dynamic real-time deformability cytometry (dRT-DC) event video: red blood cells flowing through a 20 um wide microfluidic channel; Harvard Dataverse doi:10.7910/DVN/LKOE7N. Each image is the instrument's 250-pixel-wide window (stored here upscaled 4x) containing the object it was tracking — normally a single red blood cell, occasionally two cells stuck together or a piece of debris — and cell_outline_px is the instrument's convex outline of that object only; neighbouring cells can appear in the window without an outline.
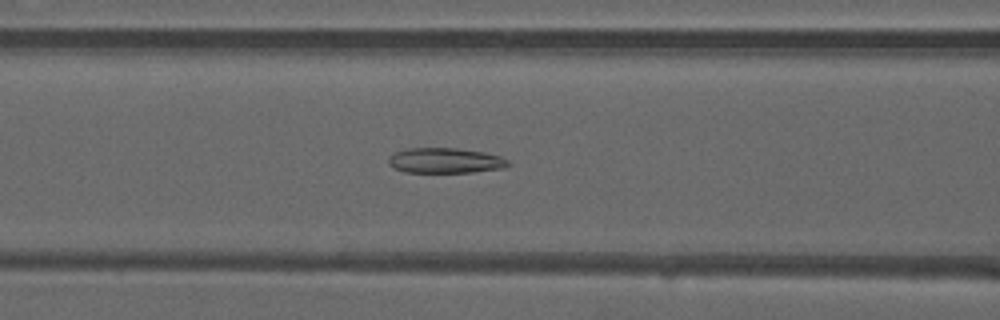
{"species": "common noctule bat (a hibernating species)", "species_latin": "Nyctalus noctula", "temperature_condition": "warm", "stored_images_in_passage": 50, "camera_frame_rate_fps": 3000, "um_per_image_px": 0.085, "animal": {"sex": "male", "forearm_length_mm": 52.5}, "frame": {"image": 1, "passage_image": 21, "time_ms": 6.667, "image_size_px": [1000, 320], "cell_outline_px": [[512, 164], [504, 168], [472, 172], [404, 172], [388, 164], [388, 156], [396, 152], [408, 148], [456, 148], [484, 152], [500, 156], [508, 160]], "centroid_in_image_um": [37.86, 13.64], "position_along_channel_um": 128.7, "area_um2": 17.63}}
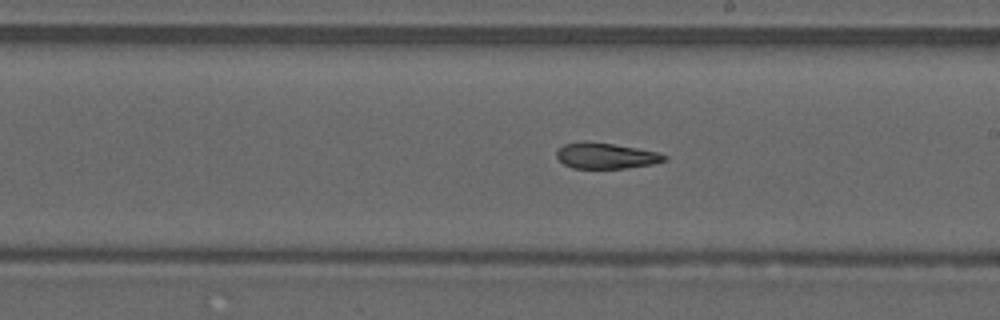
{"frame": {"image": 2, "passage_image": 29, "time_ms": 9.333, "image_size_px": [1000, 320], "cell_outline_px": [[668, 160], [652, 164], [628, 168], [572, 168], [564, 164], [556, 156], [556, 152], [564, 144], [584, 140], [588, 140], [636, 148], [656, 152], [668, 156]], "centroid_in_image_um": [51.49, 13.23], "position_along_channel_um": 237.5, "area_um2": 16.24}}
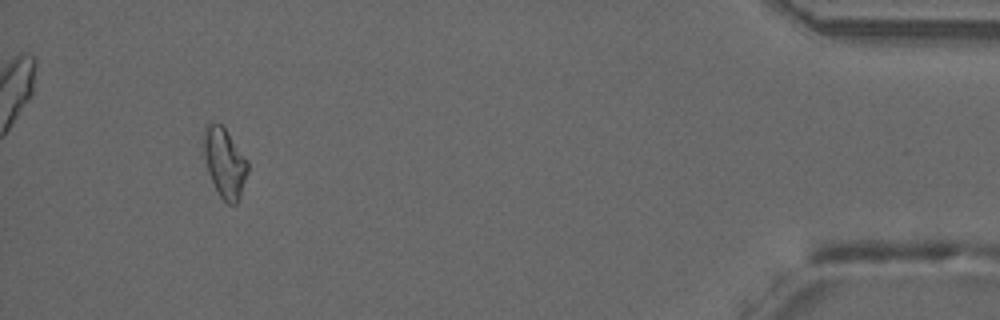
{"frame": {"image": 3, "passage_image": 47, "time_ms": 15.333, "image_size_px": [1000, 320], "cell_outline_px": [[248, 172], [240, 196], [236, 204], [228, 204], [220, 196], [208, 172], [204, 156], [204, 124], [220, 124], [224, 128], [248, 160]], "centroid_in_image_um": [19.1, 13.84], "position_along_channel_um": 416.1, "area_um2": 17.51}, "authors_computed_cell_mechanics": {"area_um2": 17.6001, "velocity_mm_per_s": 4.0897, "shape_relaxation_time_tau1_ms": null, "shape_relaxation_time_tau2_ms": 4.2565, "deformation_change_tau1": null, "deformation_change_tau2": 0.1161}}